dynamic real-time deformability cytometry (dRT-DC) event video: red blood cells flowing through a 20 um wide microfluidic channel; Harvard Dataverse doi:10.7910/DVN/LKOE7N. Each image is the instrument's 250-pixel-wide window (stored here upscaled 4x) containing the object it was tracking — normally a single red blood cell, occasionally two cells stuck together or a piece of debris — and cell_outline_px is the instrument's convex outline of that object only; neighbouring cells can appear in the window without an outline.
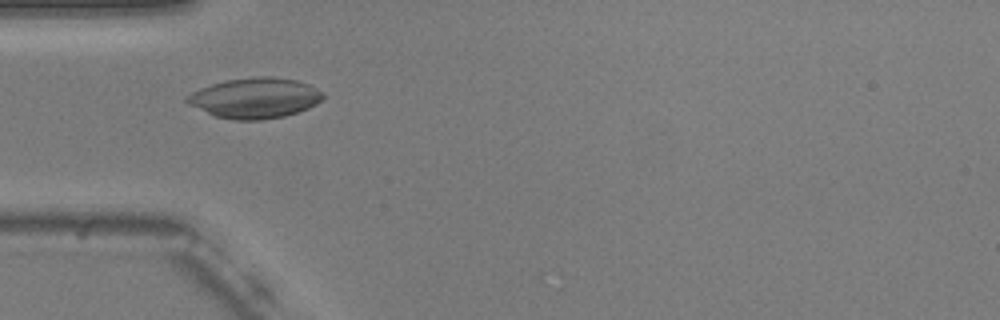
{"species": "common noctule bat (a hibernating species)", "species_latin": "Nyctalus noctula", "temperature_condition": "warm", "stored_images_in_passage": 54, "camera_frame_rate_fps": 3000, "um_per_image_px": 0.085, "animal": {"sex": "male", "body_mass_g": 20.5, "forearm_length_mm": 52.5}, "frame": {"image": 1, "passage_image": 17, "time_ms": 5.333, "image_size_px": [1000, 320], "cell_outline_px": [[324, 96], [316, 104], [308, 108], [284, 116], [260, 120], [236, 120], [216, 116], [188, 104], [184, 100], [184, 96], [200, 88], [212, 84], [228, 80], [252, 76], [272, 76], [296, 80], [308, 84], [324, 92]], "centroid_in_image_um": [21.66, 8.32], "position_along_channel_um": 63.3, "area_um2": 31.96}}
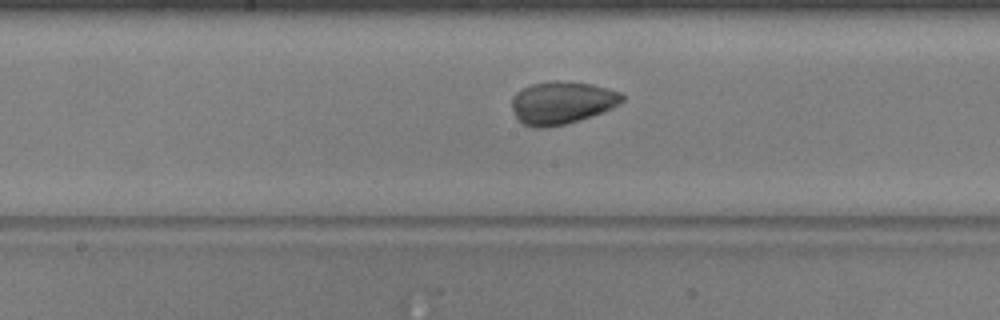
{"frame": {"image": 2, "passage_image": 28, "time_ms": 9.0, "image_size_px": [1000, 320], "cell_outline_px": [[624, 100], [620, 104], [612, 108], [592, 116], [568, 124], [548, 128], [532, 128], [516, 120], [512, 108], [512, 96], [516, 92], [532, 84], [592, 84], [608, 88], [620, 92], [624, 96]], "centroid_in_image_um": [47.75, 8.81], "position_along_channel_um": 200.4, "area_um2": 26.93}}
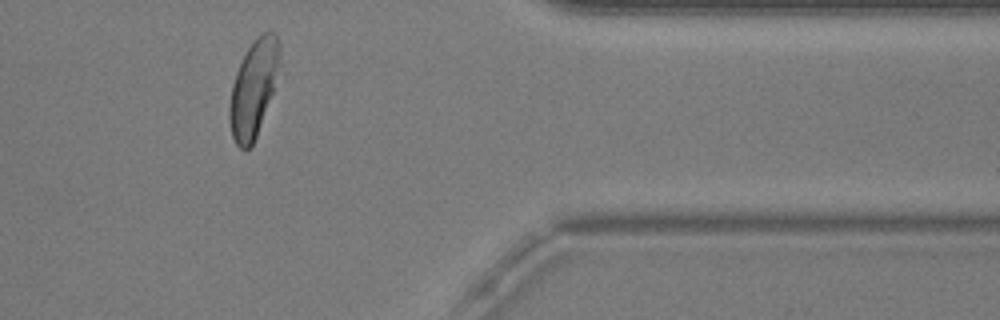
{"frame": {"image": 3, "passage_image": 45, "time_ms": 14.667, "image_size_px": [1000, 320], "cell_outline_px": [[280, 56], [272, 92], [256, 136], [252, 144], [248, 148], [240, 148], [236, 144], [232, 136], [228, 116], [228, 108], [232, 84], [236, 72], [248, 48], [256, 36], [264, 32], [276, 32], [280, 44]], "centroid_in_image_um": [21.53, 7.48], "position_along_channel_um": 389.9, "area_um2": 27.69}, "authors_computed_cell_mechanics": {"area_um2": 28.2931, "velocity_mm_per_s": 3.7292, "shape_relaxation_time_tau1_ms": 7.2978, "shape_relaxation_time_tau2_ms": 1.9965, "deformation_change_tau1": 0.2086, "deformation_change_tau2": 0.0707}}